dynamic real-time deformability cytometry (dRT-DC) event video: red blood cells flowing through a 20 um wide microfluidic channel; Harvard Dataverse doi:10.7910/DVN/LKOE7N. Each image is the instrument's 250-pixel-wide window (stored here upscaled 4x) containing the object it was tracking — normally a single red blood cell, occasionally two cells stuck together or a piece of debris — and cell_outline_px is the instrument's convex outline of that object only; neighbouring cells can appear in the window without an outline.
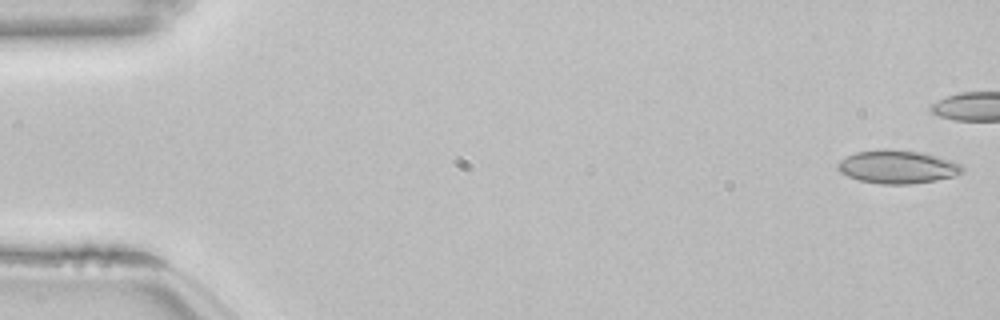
{"species": "common noctule bat (a hibernating species)", "species_latin": "Nyctalus noctula", "temperature_condition": "room temperature", "stored_images_in_passage": 43, "camera_frame_rate_fps": 3000, "um_per_image_px": 0.085, "animal": {"sex": "female", "body_mass_g": 22.7, "forearm_length_mm": 54.2}, "frame": {"image": 1, "passage_image": 1, "time_ms": 0.0, "image_size_px": [1000, 320], "cell_outline_px": [[964, 172], [952, 176], [936, 180], [908, 184], [880, 184], [860, 180], [848, 176], [840, 172], [836, 168], [836, 164], [840, 160], [856, 152], [920, 152], [952, 160], [960, 164], [964, 168]], "centroid_in_image_um": [76.3, 14.23], "position_along_channel_um": 8.7, "area_um2": 23.18}}